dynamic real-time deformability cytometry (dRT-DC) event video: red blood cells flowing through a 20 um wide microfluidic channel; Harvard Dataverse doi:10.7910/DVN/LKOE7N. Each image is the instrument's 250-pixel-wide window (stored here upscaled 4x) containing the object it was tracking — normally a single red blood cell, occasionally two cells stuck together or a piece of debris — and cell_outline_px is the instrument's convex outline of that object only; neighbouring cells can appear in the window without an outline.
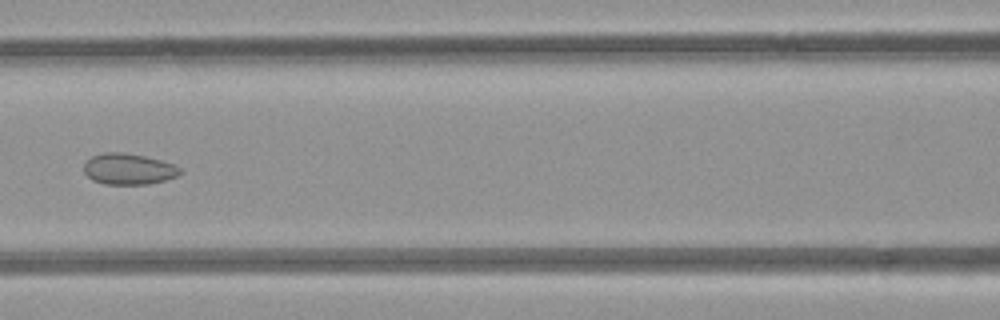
{"species": "common noctule bat (a hibernating species)", "species_latin": "Nyctalus noctula", "temperature_condition": "room temperature", "stored_images_in_passage": 6, "camera_frame_rate_fps": 3000, "um_per_image_px": 0.085, "animal": {"sex": "female", "body_mass_g": 21.9}, "frame": {"image": 1, "passage_image": 5, "time_ms": 5.333, "image_size_px": [1000, 320], "cell_outline_px": [[184, 172], [176, 176], [164, 180], [148, 184], [104, 184], [92, 180], [84, 172], [84, 164], [92, 156], [104, 152], [124, 152], [144, 156], [160, 160], [172, 164], [180, 168]], "centroid_in_image_um": [10.92, 14.36], "position_along_channel_um": 155.7, "area_um2": 17.34}}
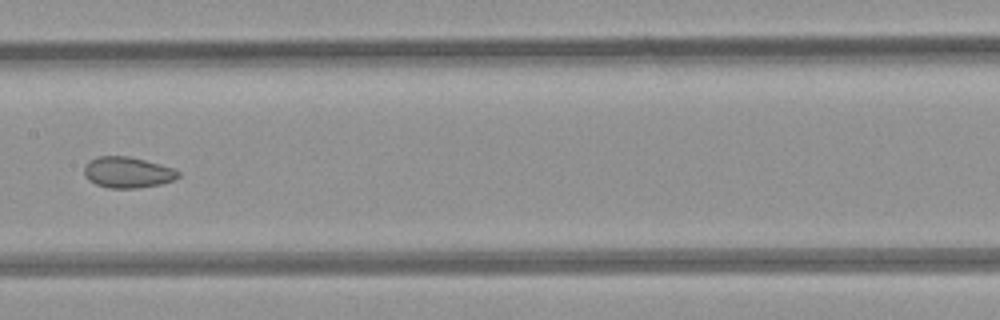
{"frame": {"image": 2, "passage_image": 6, "time_ms": 6.333, "image_size_px": [1000, 320], "cell_outline_px": [[180, 176], [172, 180], [160, 184], [136, 188], [108, 188], [96, 184], [88, 180], [84, 172], [84, 168], [88, 160], [96, 156], [128, 156], [160, 164], [172, 168], [180, 172]], "centroid_in_image_um": [10.81, 14.64], "position_along_channel_um": 196.6, "area_um2": 16.94}}